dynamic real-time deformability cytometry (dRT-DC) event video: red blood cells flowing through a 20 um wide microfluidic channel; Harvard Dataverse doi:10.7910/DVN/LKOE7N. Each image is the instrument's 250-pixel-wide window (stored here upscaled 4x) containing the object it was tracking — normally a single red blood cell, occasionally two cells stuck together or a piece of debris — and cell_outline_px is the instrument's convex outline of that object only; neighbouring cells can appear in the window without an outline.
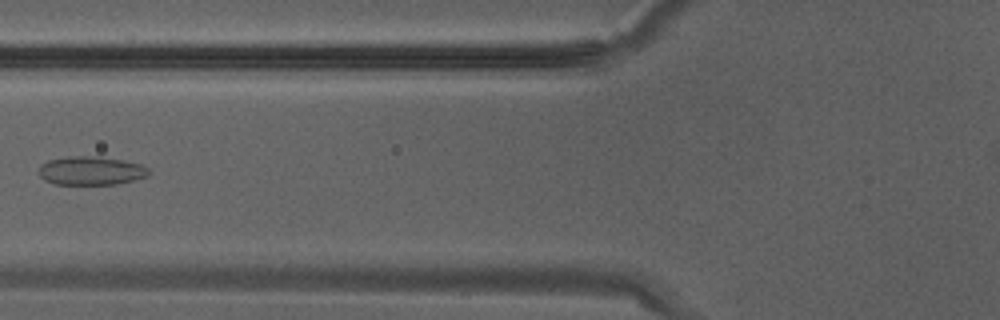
{"species": "Egyptian fruit bat (a non-hibernating species)", "species_latin": "Rousettus aegyptiacus", "temperature_condition": "warm", "stored_images_in_passage": 30, "camera_frame_rate_fps": 3000, "um_per_image_px": 0.085, "animal": {"sex": "male"}, "frame": {"image": 1, "passage_image": 9, "time_ms": 2.667, "image_size_px": [1000, 320], "cell_outline_px": [[148, 176], [116, 184], [52, 184], [44, 180], [40, 176], [40, 164], [48, 160], [68, 156], [96, 156], [120, 160], [140, 164], [148, 168]], "centroid_in_image_um": [7.69, 14.51], "position_along_channel_um": 118.1, "area_um2": 18.21}}
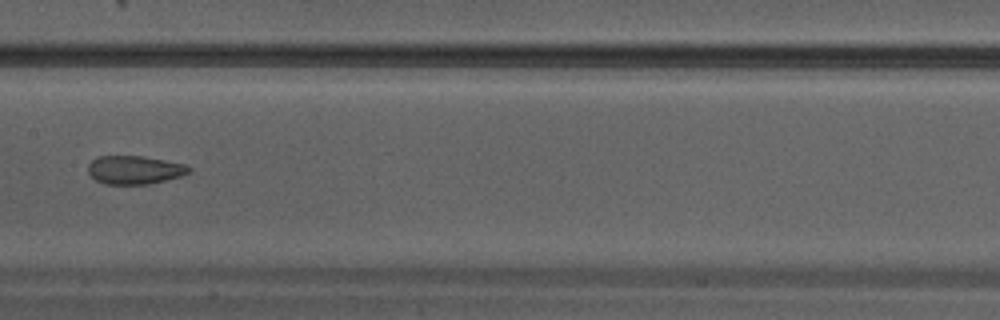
{"frame": {"image": 2, "passage_image": 13, "time_ms": 4.0, "image_size_px": [1000, 320], "cell_outline_px": [[192, 172], [180, 176], [148, 184], [104, 184], [96, 180], [88, 172], [88, 164], [96, 156], [144, 156], [188, 164], [192, 168]], "centroid_in_image_um": [11.47, 14.43], "position_along_channel_um": 195.9, "area_um2": 16.88}}